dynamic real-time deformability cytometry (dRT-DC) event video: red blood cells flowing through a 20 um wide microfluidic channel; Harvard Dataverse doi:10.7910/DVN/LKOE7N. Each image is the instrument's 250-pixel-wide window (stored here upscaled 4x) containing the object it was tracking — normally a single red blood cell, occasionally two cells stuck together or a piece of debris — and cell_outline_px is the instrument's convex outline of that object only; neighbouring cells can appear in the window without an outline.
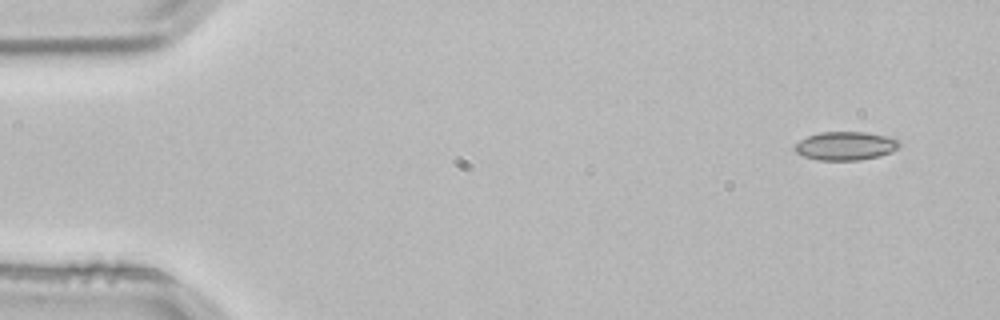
{"species": "common noctule bat (a hibernating species)", "species_latin": "Nyctalus noctula", "temperature_condition": "room temperature", "stored_images_in_passage": 4, "camera_frame_rate_fps": 3000, "um_per_image_px": 0.085, "animal": {"sex": "male", "body_mass_g": 21.5, "forearm_length_mm": 52.0}, "frame": {"image": 1, "passage_image": 1, "time_ms": 0.0, "image_size_px": [1000, 320], "cell_outline_px": [[900, 144], [892, 152], [880, 156], [860, 160], [816, 160], [804, 156], [796, 152], [792, 148], [800, 140], [808, 136], [820, 132], [864, 132], [888, 136], [900, 140]], "centroid_in_image_um": [71.87, 12.4], "position_along_channel_um": 13.1, "area_um2": 17.46}}
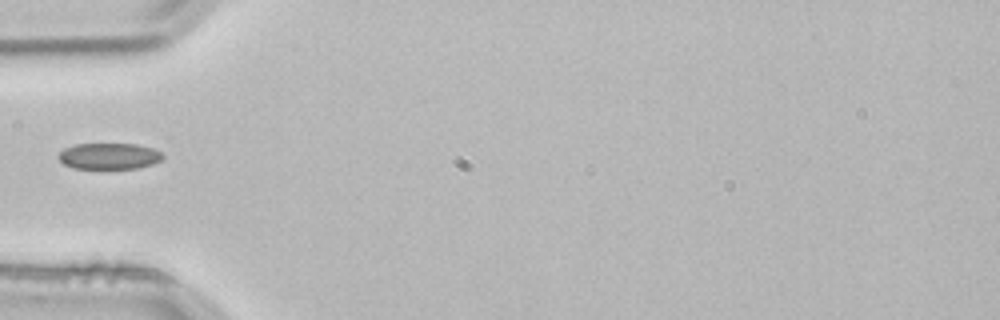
{"frame": {"image": 2, "passage_image": 4, "time_ms": 1.0, "image_size_px": [1000, 320], "cell_outline_px": [[164, 156], [160, 160], [152, 164], [136, 168], [72, 168], [64, 164], [56, 156], [64, 148], [76, 144], [136, 144], [152, 148], [160, 152]], "centroid_in_image_um": [9.24, 13.26], "position_along_channel_um": 75.8, "area_um2": 15.78}}